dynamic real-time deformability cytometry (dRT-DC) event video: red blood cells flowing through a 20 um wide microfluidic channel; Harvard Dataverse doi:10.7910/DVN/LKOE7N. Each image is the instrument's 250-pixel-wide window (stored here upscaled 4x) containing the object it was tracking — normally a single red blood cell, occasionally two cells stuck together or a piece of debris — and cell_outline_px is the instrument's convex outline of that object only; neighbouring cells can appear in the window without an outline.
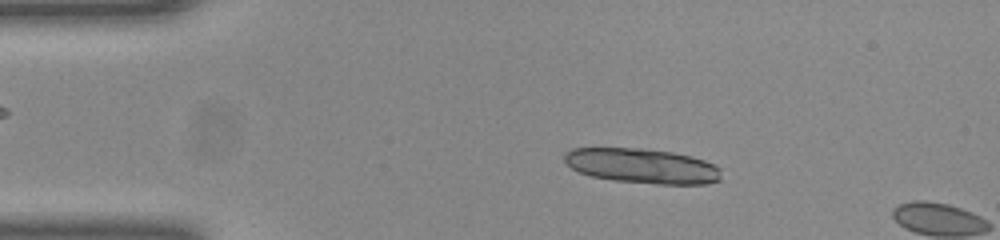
{"species": "common noctule bat (a hibernating species)", "species_latin": "Nyctalus noctula", "temperature_condition": "room temperature", "stored_images_in_passage": 11, "camera_frame_rate_fps": 3000, "um_per_image_px": 0.085, "animal": {"sex": "female", "body_mass_g": 23.0, "forearm_length_mm": 53.4}, "frame": {"image": 1, "passage_image": 8, "time_ms": 2.333, "image_size_px": [1000, 240], "cell_outline_px": [[720, 180], [704, 184], [660, 184], [616, 180], [592, 176], [580, 172], [572, 168], [564, 160], [564, 152], [572, 148], [640, 148], [672, 152], [704, 160], [720, 168]], "centroid_in_image_um": [54.57, 14.09], "position_along_channel_um": 30.4, "area_um2": 31.56}}